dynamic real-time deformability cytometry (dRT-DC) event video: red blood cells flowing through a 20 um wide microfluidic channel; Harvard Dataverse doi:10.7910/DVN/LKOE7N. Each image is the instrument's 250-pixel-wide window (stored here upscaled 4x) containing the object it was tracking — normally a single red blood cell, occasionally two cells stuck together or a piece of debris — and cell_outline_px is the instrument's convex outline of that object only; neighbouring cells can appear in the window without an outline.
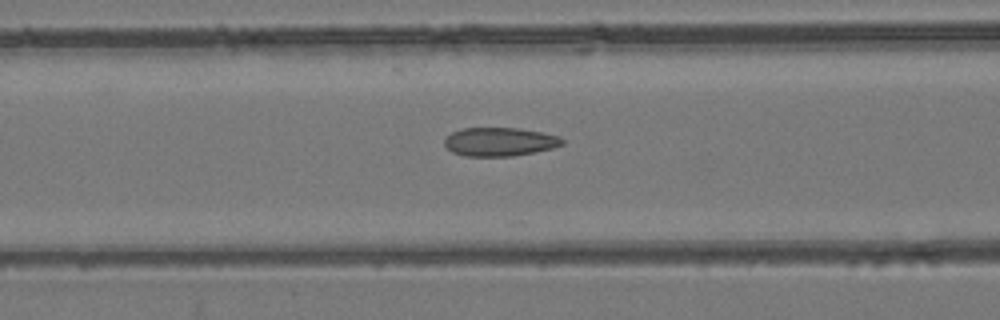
{"species": "common noctule bat (a hibernating species)", "species_latin": "Nyctalus noctula", "temperature_condition": "room temperature", "stored_images_in_passage": 20, "camera_frame_rate_fps": 3000, "um_per_image_px": 0.085, "animal": {"sex": "female", "body_mass_g": 24.6, "forearm_length_mm": 56.2}, "frame": {"image": 1, "passage_image": 6, "time_ms": 1.667, "image_size_px": [1000, 320], "cell_outline_px": [[564, 144], [552, 148], [512, 156], [464, 156], [452, 152], [444, 144], [444, 140], [452, 132], [464, 128], [520, 128], [560, 136], [564, 140]], "centroid_in_image_um": [42.47, 12.05], "position_along_channel_um": 124.1, "area_um2": 19.54}}
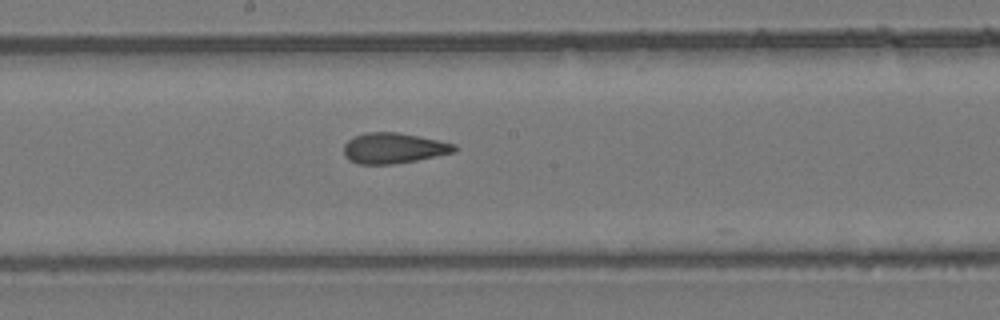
{"frame": {"image": 2, "passage_image": 13, "time_ms": 4.0, "image_size_px": [1000, 320], "cell_outline_px": [[456, 148], [452, 152], [416, 160], [392, 164], [356, 164], [348, 160], [344, 156], [344, 144], [348, 140], [356, 136], [368, 132], [396, 132], [456, 144]], "centroid_in_image_um": [33.38, 12.6], "position_along_channel_um": 214.8, "area_um2": 19.36}}
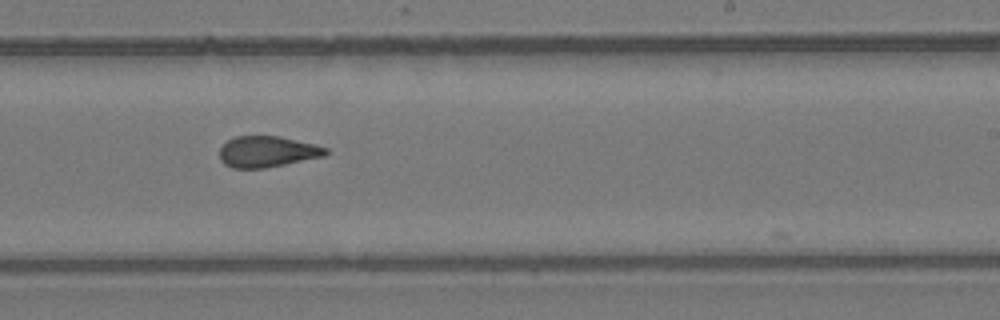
{"frame": {"image": 3, "passage_image": 17, "time_ms": 5.333, "image_size_px": [1000, 320], "cell_outline_px": [[328, 152], [324, 156], [264, 168], [232, 168], [224, 164], [220, 160], [220, 148], [228, 140], [236, 136], [280, 136], [316, 144], [328, 148]], "centroid_in_image_um": [22.72, 12.88], "position_along_channel_um": 266.3, "area_um2": 19.19}}